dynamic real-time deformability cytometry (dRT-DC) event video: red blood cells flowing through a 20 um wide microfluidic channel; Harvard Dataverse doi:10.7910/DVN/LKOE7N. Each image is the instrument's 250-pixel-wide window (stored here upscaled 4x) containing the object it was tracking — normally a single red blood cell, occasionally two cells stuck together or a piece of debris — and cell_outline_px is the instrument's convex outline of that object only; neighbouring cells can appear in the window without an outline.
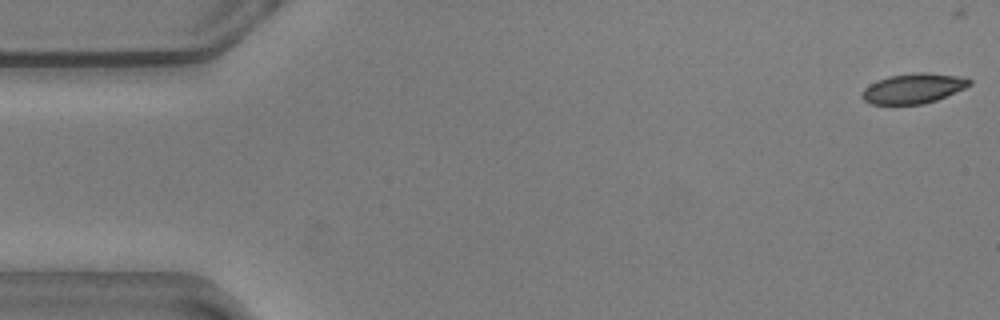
{"species": "common noctule bat (a hibernating species)", "species_latin": "Nyctalus noctula", "temperature_condition": "warm", "stored_images_in_passage": 46, "camera_frame_rate_fps": 3000, "um_per_image_px": 0.085, "animal": {"sex": "male", "body_mass_g": 20.5, "forearm_length_mm": 52.5}, "frame": {"image": 1, "passage_image": 1, "time_ms": 0.0, "image_size_px": [1000, 320], "cell_outline_px": [[972, 84], [964, 88], [936, 100], [924, 104], [872, 104], [864, 100], [860, 96], [864, 88], [888, 76], [912, 72], [924, 72], [960, 76], [972, 80]], "centroid_in_image_um": [77.64, 7.51], "position_along_channel_um": 7.4, "area_um2": 18.67}}
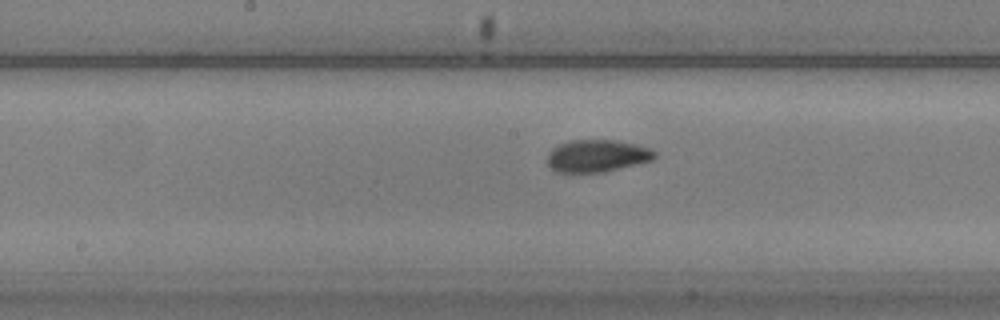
{"frame": {"image": 2, "passage_image": 28, "time_ms": 9.0, "image_size_px": [1000, 320], "cell_outline_px": [[656, 156], [652, 160], [604, 172], [556, 172], [548, 164], [548, 152], [552, 148], [560, 144], [572, 140], [616, 140], [636, 144], [652, 148], [656, 152]], "centroid_in_image_um": [50.77, 13.24], "position_along_channel_um": 197.4, "area_um2": 20.17}}
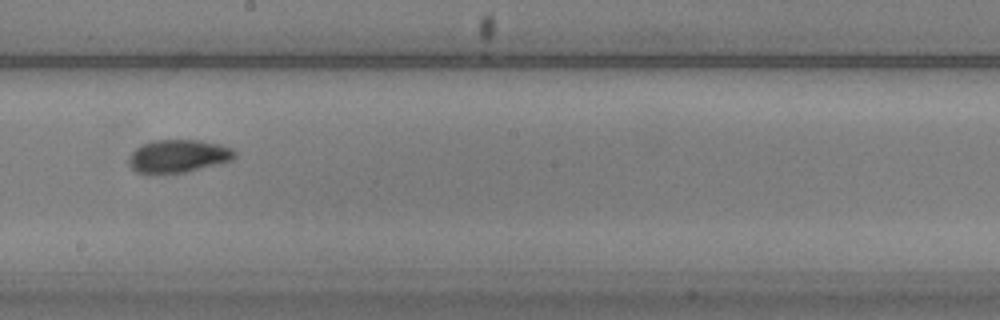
{"frame": {"image": 3, "passage_image": 31, "time_ms": 10.0, "image_size_px": [1000, 320], "cell_outline_px": [[236, 156], [232, 160], [220, 164], [184, 172], [156, 176], [136, 172], [128, 164], [128, 160], [132, 152], [136, 148], [152, 140], [200, 140], [220, 144], [232, 148], [236, 152]], "centroid_in_image_um": [15.14, 13.3], "position_along_channel_um": 233.1, "area_um2": 20.81}, "authors_computed_cell_mechanics": {"area_um2": 20.0855, "velocity_mm_per_s": 3.5712, "shape_relaxation_time_tau1_ms": 2.6633, "shape_relaxation_time_tau2_ms": 2.2747, "deformation_change_tau1": 0.1209, "deformation_change_tau2": 0.0528}}